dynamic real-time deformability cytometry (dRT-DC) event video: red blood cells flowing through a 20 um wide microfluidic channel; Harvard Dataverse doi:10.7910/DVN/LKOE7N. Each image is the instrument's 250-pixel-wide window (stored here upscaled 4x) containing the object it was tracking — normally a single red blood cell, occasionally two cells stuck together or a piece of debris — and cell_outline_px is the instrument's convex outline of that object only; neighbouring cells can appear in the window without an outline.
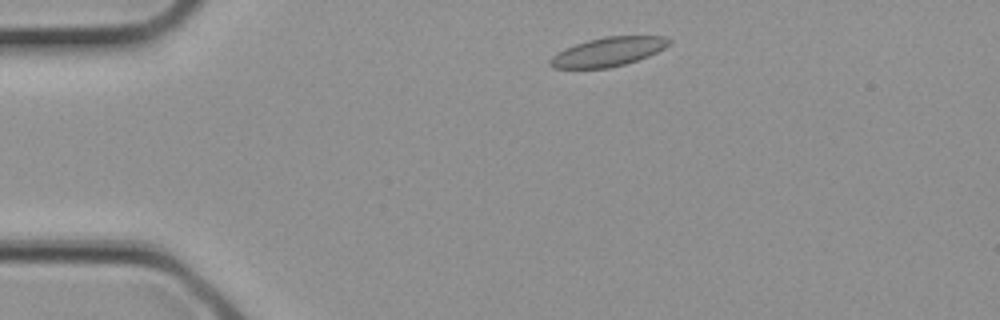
{"species": "common noctule bat (a hibernating species)", "species_latin": "Nyctalus noctula", "temperature_condition": "cold", "stored_images_in_passage": 2, "camera_frame_rate_fps": 3000, "um_per_image_px": 0.085, "animal": {"sex": "female", "body_mass_g": 21.9}, "frame": {"image": 1, "passage_image": 1, "time_ms": 0.0, "image_size_px": [1000, 320], "cell_outline_px": [[672, 40], [664, 48], [648, 56], [624, 64], [608, 68], [552, 68], [548, 64], [548, 60], [556, 52], [564, 48], [588, 40], [604, 36], [664, 36]], "centroid_in_image_um": [51.64, 4.4], "position_along_channel_um": 33.4, "area_um2": 20.06}}
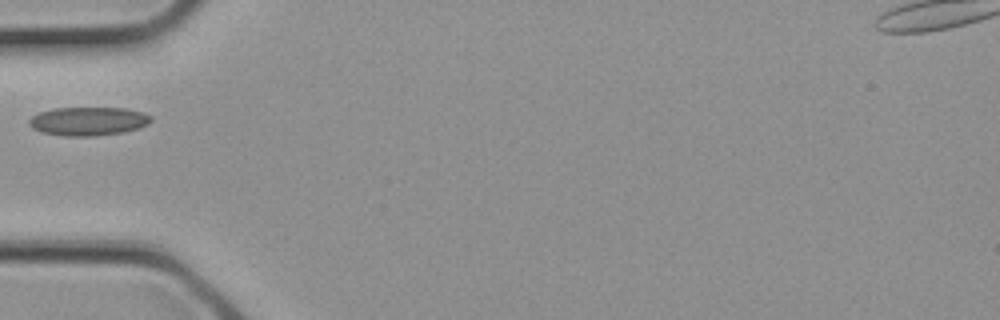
{"frame": {"image": 2, "passage_image": 2, "time_ms": 0.333, "image_size_px": [1000, 320], "cell_outline_px": [[152, 120], [148, 124], [140, 128], [124, 132], [92, 136], [64, 136], [40, 132], [32, 128], [28, 124], [28, 120], [32, 116], [40, 112], [52, 108], [128, 108], [144, 112], [152, 116]], "centroid_in_image_um": [7.52, 10.3], "position_along_channel_um": 77.5, "area_um2": 20.58}}